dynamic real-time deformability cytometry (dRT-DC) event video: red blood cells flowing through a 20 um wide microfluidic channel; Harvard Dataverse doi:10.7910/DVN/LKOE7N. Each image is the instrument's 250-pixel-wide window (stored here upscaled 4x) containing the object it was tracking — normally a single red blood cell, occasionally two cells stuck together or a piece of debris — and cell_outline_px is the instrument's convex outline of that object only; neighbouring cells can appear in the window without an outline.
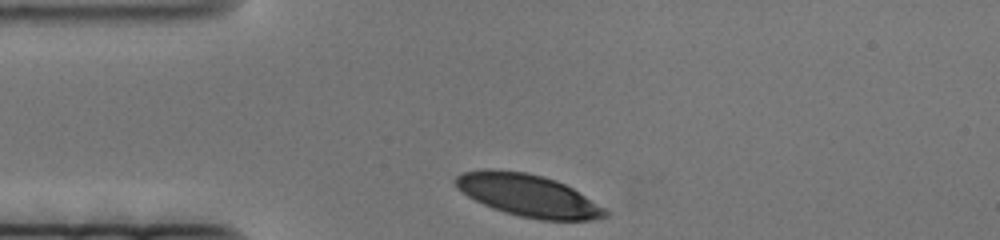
{"species": "human", "species_latin": "Homo sapiens", "temperature_condition": "cold", "stored_images_in_passage": 46, "camera_frame_rate_fps": 3000, "um_per_image_px": 0.085, "donor": {"sex": "female"}, "frame": {"image": 1, "passage_image": 1, "time_ms": 0.0, "image_size_px": [1000, 240], "cell_outline_px": [[608, 216], [588, 220], [540, 220], [520, 216], [504, 212], [492, 208], [468, 196], [452, 180], [456, 176], [464, 172], [484, 168], [492, 168], [528, 172], [544, 176], [556, 180], [572, 188], [604, 208], [608, 212]], "centroid_in_image_um": [44.87, 16.59], "position_along_channel_um": 40.1, "area_um2": 36.65}}
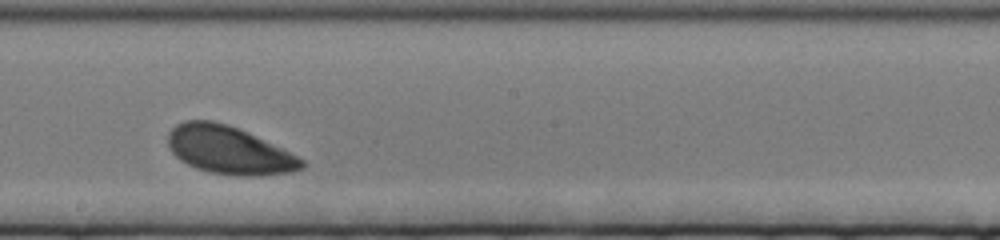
{"frame": {"image": 2, "passage_image": 27, "time_ms": 8.667, "image_size_px": [1000, 240], "cell_outline_px": [[304, 168], [288, 172], [260, 176], [240, 176], [208, 172], [196, 168], [180, 160], [172, 152], [168, 144], [168, 132], [176, 124], [184, 120], [212, 120], [228, 124], [248, 132], [304, 160]], "centroid_in_image_um": [19.42, 12.76], "position_along_channel_um": 228.8, "area_um2": 37.11}}
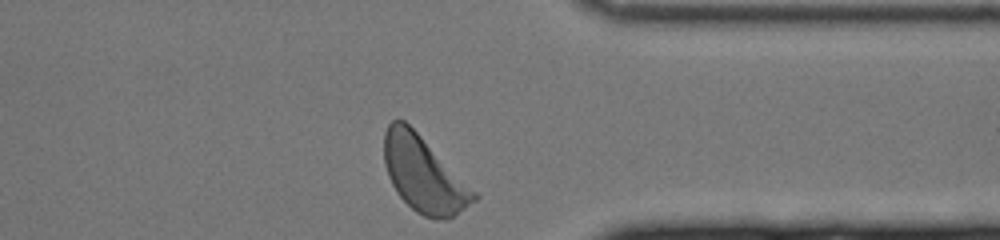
{"frame": {"image": 3, "passage_image": 46, "time_ms": 15.0, "image_size_px": [1000, 240], "cell_outline_px": [[480, 196], [476, 200], [448, 220], [436, 220], [424, 216], [416, 212], [396, 192], [388, 176], [384, 164], [384, 132], [388, 124], [392, 120], [404, 120]], "centroid_in_image_um": [36.0, 14.85], "position_along_channel_um": 375.4, "area_um2": 38.9}}